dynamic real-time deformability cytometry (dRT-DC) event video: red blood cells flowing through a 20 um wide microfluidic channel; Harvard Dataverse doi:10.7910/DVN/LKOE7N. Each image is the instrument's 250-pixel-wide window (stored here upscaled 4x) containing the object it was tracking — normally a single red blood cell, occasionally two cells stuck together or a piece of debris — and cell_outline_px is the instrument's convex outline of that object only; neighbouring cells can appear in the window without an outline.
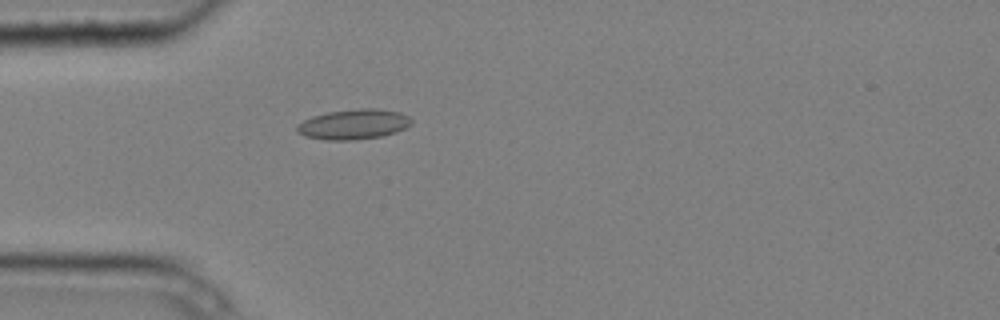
{"species": "common noctule bat (a hibernating species)", "species_latin": "Nyctalus noctula", "temperature_condition": "cold", "stored_images_in_passage": 4, "camera_frame_rate_fps": 3000, "um_per_image_px": 0.085, "animal": {"sex": "male", "body_mass_g": 20.4}, "frame": {"image": 1, "passage_image": 4, "time_ms": 1.0, "image_size_px": [1000, 320], "cell_outline_px": [[412, 124], [396, 132], [384, 136], [356, 140], [324, 140], [304, 136], [296, 132], [296, 128], [304, 120], [312, 116], [328, 112], [360, 108], [376, 108], [400, 112], [408, 116], [412, 120]], "centroid_in_image_um": [30.07, 10.57], "position_along_channel_um": 54.9, "area_um2": 20.23}}